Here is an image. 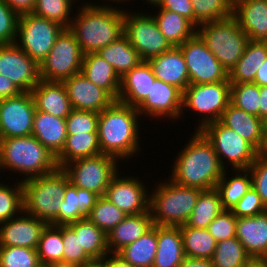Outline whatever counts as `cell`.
<instances>
[{"label":"cell","instance_id":"obj_1","mask_svg":"<svg viewBox=\"0 0 267 267\" xmlns=\"http://www.w3.org/2000/svg\"><path fill=\"white\" fill-rule=\"evenodd\" d=\"M183 149L176 156L169 178L182 186L202 190L215 188L225 169L213 145L200 131L195 130Z\"/></svg>","mask_w":267,"mask_h":267},{"label":"cell","instance_id":"obj_2","mask_svg":"<svg viewBox=\"0 0 267 267\" xmlns=\"http://www.w3.org/2000/svg\"><path fill=\"white\" fill-rule=\"evenodd\" d=\"M109 5L86 3L74 15L69 30L84 54L97 52L124 35V10Z\"/></svg>","mask_w":267,"mask_h":267},{"label":"cell","instance_id":"obj_3","mask_svg":"<svg viewBox=\"0 0 267 267\" xmlns=\"http://www.w3.org/2000/svg\"><path fill=\"white\" fill-rule=\"evenodd\" d=\"M139 112L115 100L99 113L98 141L101 153L125 160L140 150Z\"/></svg>","mask_w":267,"mask_h":267},{"label":"cell","instance_id":"obj_4","mask_svg":"<svg viewBox=\"0 0 267 267\" xmlns=\"http://www.w3.org/2000/svg\"><path fill=\"white\" fill-rule=\"evenodd\" d=\"M0 151L2 169L22 173L25 176L21 181L47 175L59 168L56 157L33 135L2 138Z\"/></svg>","mask_w":267,"mask_h":267},{"label":"cell","instance_id":"obj_5","mask_svg":"<svg viewBox=\"0 0 267 267\" xmlns=\"http://www.w3.org/2000/svg\"><path fill=\"white\" fill-rule=\"evenodd\" d=\"M69 183L62 168L22 181L24 213L57 226L60 203Z\"/></svg>","mask_w":267,"mask_h":267},{"label":"cell","instance_id":"obj_6","mask_svg":"<svg viewBox=\"0 0 267 267\" xmlns=\"http://www.w3.org/2000/svg\"><path fill=\"white\" fill-rule=\"evenodd\" d=\"M202 189L164 180L150 194L149 209L153 225H185L198 201Z\"/></svg>","mask_w":267,"mask_h":267},{"label":"cell","instance_id":"obj_7","mask_svg":"<svg viewBox=\"0 0 267 267\" xmlns=\"http://www.w3.org/2000/svg\"><path fill=\"white\" fill-rule=\"evenodd\" d=\"M197 34L228 73L241 59L249 41L233 15L224 20L201 23Z\"/></svg>","mask_w":267,"mask_h":267},{"label":"cell","instance_id":"obj_8","mask_svg":"<svg viewBox=\"0 0 267 267\" xmlns=\"http://www.w3.org/2000/svg\"><path fill=\"white\" fill-rule=\"evenodd\" d=\"M199 131L213 145L219 162L225 170L228 169L224 164L227 162V167L231 164L230 168H233V171L249 169L259 153L238 133L224 126L220 121L210 122Z\"/></svg>","mask_w":267,"mask_h":267},{"label":"cell","instance_id":"obj_9","mask_svg":"<svg viewBox=\"0 0 267 267\" xmlns=\"http://www.w3.org/2000/svg\"><path fill=\"white\" fill-rule=\"evenodd\" d=\"M119 160L108 154L73 160L62 167L75 187L104 196L112 178L119 173ZM117 163V164H116Z\"/></svg>","mask_w":267,"mask_h":267},{"label":"cell","instance_id":"obj_10","mask_svg":"<svg viewBox=\"0 0 267 267\" xmlns=\"http://www.w3.org/2000/svg\"><path fill=\"white\" fill-rule=\"evenodd\" d=\"M84 53L69 28L57 36L48 55L39 64L40 78L45 81L63 82L80 73Z\"/></svg>","mask_w":267,"mask_h":267},{"label":"cell","instance_id":"obj_11","mask_svg":"<svg viewBox=\"0 0 267 267\" xmlns=\"http://www.w3.org/2000/svg\"><path fill=\"white\" fill-rule=\"evenodd\" d=\"M231 101L230 81H221L208 84H190L183 91L182 112L189 108L198 114H203L196 131L206 124L219 121L223 111ZM205 114V115H204Z\"/></svg>","mask_w":267,"mask_h":267},{"label":"cell","instance_id":"obj_12","mask_svg":"<svg viewBox=\"0 0 267 267\" xmlns=\"http://www.w3.org/2000/svg\"><path fill=\"white\" fill-rule=\"evenodd\" d=\"M63 29L57 22L33 13L22 14L18 19L15 44L40 64Z\"/></svg>","mask_w":267,"mask_h":267},{"label":"cell","instance_id":"obj_13","mask_svg":"<svg viewBox=\"0 0 267 267\" xmlns=\"http://www.w3.org/2000/svg\"><path fill=\"white\" fill-rule=\"evenodd\" d=\"M134 13V14H133ZM124 9V35L143 61L158 56L173 46L160 31L153 15Z\"/></svg>","mask_w":267,"mask_h":267},{"label":"cell","instance_id":"obj_14","mask_svg":"<svg viewBox=\"0 0 267 267\" xmlns=\"http://www.w3.org/2000/svg\"><path fill=\"white\" fill-rule=\"evenodd\" d=\"M178 47L187 65L189 85L229 81V73L197 33Z\"/></svg>","mask_w":267,"mask_h":267},{"label":"cell","instance_id":"obj_15","mask_svg":"<svg viewBox=\"0 0 267 267\" xmlns=\"http://www.w3.org/2000/svg\"><path fill=\"white\" fill-rule=\"evenodd\" d=\"M34 99L30 92L0 100V139L32 135Z\"/></svg>","mask_w":267,"mask_h":267},{"label":"cell","instance_id":"obj_16","mask_svg":"<svg viewBox=\"0 0 267 267\" xmlns=\"http://www.w3.org/2000/svg\"><path fill=\"white\" fill-rule=\"evenodd\" d=\"M0 74L22 92H30L41 80L39 63L15 43L0 45Z\"/></svg>","mask_w":267,"mask_h":267},{"label":"cell","instance_id":"obj_17","mask_svg":"<svg viewBox=\"0 0 267 267\" xmlns=\"http://www.w3.org/2000/svg\"><path fill=\"white\" fill-rule=\"evenodd\" d=\"M131 177H121L117 173L112 178L104 196L127 215L147 212L150 202L148 189L140 179Z\"/></svg>","mask_w":267,"mask_h":267},{"label":"cell","instance_id":"obj_18","mask_svg":"<svg viewBox=\"0 0 267 267\" xmlns=\"http://www.w3.org/2000/svg\"><path fill=\"white\" fill-rule=\"evenodd\" d=\"M183 92L160 79L151 84L150 95L136 108L141 115L158 118H180L182 114Z\"/></svg>","mask_w":267,"mask_h":267},{"label":"cell","instance_id":"obj_19","mask_svg":"<svg viewBox=\"0 0 267 267\" xmlns=\"http://www.w3.org/2000/svg\"><path fill=\"white\" fill-rule=\"evenodd\" d=\"M74 110L102 112L115 99L103 88L89 81L81 72L63 81Z\"/></svg>","mask_w":267,"mask_h":267},{"label":"cell","instance_id":"obj_20","mask_svg":"<svg viewBox=\"0 0 267 267\" xmlns=\"http://www.w3.org/2000/svg\"><path fill=\"white\" fill-rule=\"evenodd\" d=\"M22 212L20 216L0 223V246L37 249L46 222ZM24 215V216H23Z\"/></svg>","mask_w":267,"mask_h":267},{"label":"cell","instance_id":"obj_21","mask_svg":"<svg viewBox=\"0 0 267 267\" xmlns=\"http://www.w3.org/2000/svg\"><path fill=\"white\" fill-rule=\"evenodd\" d=\"M224 126L234 130L250 143L259 153L266 141L264 120L235 107L231 102L223 111L219 120Z\"/></svg>","mask_w":267,"mask_h":267},{"label":"cell","instance_id":"obj_22","mask_svg":"<svg viewBox=\"0 0 267 267\" xmlns=\"http://www.w3.org/2000/svg\"><path fill=\"white\" fill-rule=\"evenodd\" d=\"M233 16L251 41H267V0H234Z\"/></svg>","mask_w":267,"mask_h":267},{"label":"cell","instance_id":"obj_23","mask_svg":"<svg viewBox=\"0 0 267 267\" xmlns=\"http://www.w3.org/2000/svg\"><path fill=\"white\" fill-rule=\"evenodd\" d=\"M147 62L157 79L179 88L182 92L189 86L187 65L178 46H173Z\"/></svg>","mask_w":267,"mask_h":267},{"label":"cell","instance_id":"obj_24","mask_svg":"<svg viewBox=\"0 0 267 267\" xmlns=\"http://www.w3.org/2000/svg\"><path fill=\"white\" fill-rule=\"evenodd\" d=\"M30 93L38 111L66 119L73 110L63 82L41 79Z\"/></svg>","mask_w":267,"mask_h":267},{"label":"cell","instance_id":"obj_25","mask_svg":"<svg viewBox=\"0 0 267 267\" xmlns=\"http://www.w3.org/2000/svg\"><path fill=\"white\" fill-rule=\"evenodd\" d=\"M155 79L149 63L142 61L121 77L117 101L137 108L150 95L151 84Z\"/></svg>","mask_w":267,"mask_h":267},{"label":"cell","instance_id":"obj_26","mask_svg":"<svg viewBox=\"0 0 267 267\" xmlns=\"http://www.w3.org/2000/svg\"><path fill=\"white\" fill-rule=\"evenodd\" d=\"M236 237L250 257H267V211L237 218Z\"/></svg>","mask_w":267,"mask_h":267},{"label":"cell","instance_id":"obj_27","mask_svg":"<svg viewBox=\"0 0 267 267\" xmlns=\"http://www.w3.org/2000/svg\"><path fill=\"white\" fill-rule=\"evenodd\" d=\"M98 197L91 191L75 187L69 183L60 203L57 226L69 225L75 221L88 218Z\"/></svg>","mask_w":267,"mask_h":267},{"label":"cell","instance_id":"obj_28","mask_svg":"<svg viewBox=\"0 0 267 267\" xmlns=\"http://www.w3.org/2000/svg\"><path fill=\"white\" fill-rule=\"evenodd\" d=\"M32 135L57 157L61 153L66 142V120L36 110L33 120Z\"/></svg>","mask_w":267,"mask_h":267},{"label":"cell","instance_id":"obj_29","mask_svg":"<svg viewBox=\"0 0 267 267\" xmlns=\"http://www.w3.org/2000/svg\"><path fill=\"white\" fill-rule=\"evenodd\" d=\"M152 226L150 209L144 213L127 215L106 235L109 253H118L122 248L139 239Z\"/></svg>","mask_w":267,"mask_h":267},{"label":"cell","instance_id":"obj_30","mask_svg":"<svg viewBox=\"0 0 267 267\" xmlns=\"http://www.w3.org/2000/svg\"><path fill=\"white\" fill-rule=\"evenodd\" d=\"M184 258L180 226L157 225V251L152 267H178Z\"/></svg>","mask_w":267,"mask_h":267},{"label":"cell","instance_id":"obj_31","mask_svg":"<svg viewBox=\"0 0 267 267\" xmlns=\"http://www.w3.org/2000/svg\"><path fill=\"white\" fill-rule=\"evenodd\" d=\"M81 73L93 84L106 90L118 100L121 78L113 66L96 52L84 54Z\"/></svg>","mask_w":267,"mask_h":267},{"label":"cell","instance_id":"obj_32","mask_svg":"<svg viewBox=\"0 0 267 267\" xmlns=\"http://www.w3.org/2000/svg\"><path fill=\"white\" fill-rule=\"evenodd\" d=\"M267 58V41L247 42L241 59L229 72L231 84L251 83Z\"/></svg>","mask_w":267,"mask_h":267},{"label":"cell","instance_id":"obj_33","mask_svg":"<svg viewBox=\"0 0 267 267\" xmlns=\"http://www.w3.org/2000/svg\"><path fill=\"white\" fill-rule=\"evenodd\" d=\"M96 53L113 66L120 78L143 61L125 35Z\"/></svg>","mask_w":267,"mask_h":267},{"label":"cell","instance_id":"obj_34","mask_svg":"<svg viewBox=\"0 0 267 267\" xmlns=\"http://www.w3.org/2000/svg\"><path fill=\"white\" fill-rule=\"evenodd\" d=\"M159 10L153 17L172 46L182 45L197 33V27L189 19L169 10Z\"/></svg>","mask_w":267,"mask_h":267},{"label":"cell","instance_id":"obj_35","mask_svg":"<svg viewBox=\"0 0 267 267\" xmlns=\"http://www.w3.org/2000/svg\"><path fill=\"white\" fill-rule=\"evenodd\" d=\"M157 251V225L139 239L122 248L117 254L134 267H152Z\"/></svg>","mask_w":267,"mask_h":267},{"label":"cell","instance_id":"obj_36","mask_svg":"<svg viewBox=\"0 0 267 267\" xmlns=\"http://www.w3.org/2000/svg\"><path fill=\"white\" fill-rule=\"evenodd\" d=\"M101 154L98 141V133H79L67 135L64 148L56 157L59 168L65 164L81 158L92 157Z\"/></svg>","mask_w":267,"mask_h":267},{"label":"cell","instance_id":"obj_37","mask_svg":"<svg viewBox=\"0 0 267 267\" xmlns=\"http://www.w3.org/2000/svg\"><path fill=\"white\" fill-rule=\"evenodd\" d=\"M233 177H226L227 170H224L221 179L215 186L225 210L235 206L244 194L252 187V178L249 169H237Z\"/></svg>","mask_w":267,"mask_h":267},{"label":"cell","instance_id":"obj_38","mask_svg":"<svg viewBox=\"0 0 267 267\" xmlns=\"http://www.w3.org/2000/svg\"><path fill=\"white\" fill-rule=\"evenodd\" d=\"M69 226L79 234L80 247L92 259H103L109 253L106 234L88 218L75 221Z\"/></svg>","mask_w":267,"mask_h":267},{"label":"cell","instance_id":"obj_39","mask_svg":"<svg viewBox=\"0 0 267 267\" xmlns=\"http://www.w3.org/2000/svg\"><path fill=\"white\" fill-rule=\"evenodd\" d=\"M185 257L211 259L217 241L207 228L180 226Z\"/></svg>","mask_w":267,"mask_h":267},{"label":"cell","instance_id":"obj_40","mask_svg":"<svg viewBox=\"0 0 267 267\" xmlns=\"http://www.w3.org/2000/svg\"><path fill=\"white\" fill-rule=\"evenodd\" d=\"M224 210L215 188L202 190L186 225L193 228H207L209 223Z\"/></svg>","mask_w":267,"mask_h":267},{"label":"cell","instance_id":"obj_41","mask_svg":"<svg viewBox=\"0 0 267 267\" xmlns=\"http://www.w3.org/2000/svg\"><path fill=\"white\" fill-rule=\"evenodd\" d=\"M62 225L47 224L43 229L37 246V254L41 265L63 261Z\"/></svg>","mask_w":267,"mask_h":267},{"label":"cell","instance_id":"obj_42","mask_svg":"<svg viewBox=\"0 0 267 267\" xmlns=\"http://www.w3.org/2000/svg\"><path fill=\"white\" fill-rule=\"evenodd\" d=\"M194 25L203 22L224 20L233 15L234 0H191Z\"/></svg>","mask_w":267,"mask_h":267},{"label":"cell","instance_id":"obj_43","mask_svg":"<svg viewBox=\"0 0 267 267\" xmlns=\"http://www.w3.org/2000/svg\"><path fill=\"white\" fill-rule=\"evenodd\" d=\"M250 258L237 237L217 242L211 258L214 267H243Z\"/></svg>","mask_w":267,"mask_h":267},{"label":"cell","instance_id":"obj_44","mask_svg":"<svg viewBox=\"0 0 267 267\" xmlns=\"http://www.w3.org/2000/svg\"><path fill=\"white\" fill-rule=\"evenodd\" d=\"M126 216L127 214L116 207L107 197L99 196L88 219L107 235Z\"/></svg>","mask_w":267,"mask_h":267},{"label":"cell","instance_id":"obj_45","mask_svg":"<svg viewBox=\"0 0 267 267\" xmlns=\"http://www.w3.org/2000/svg\"><path fill=\"white\" fill-rule=\"evenodd\" d=\"M75 0H36L33 14L57 22L64 28H69L72 17V7Z\"/></svg>","mask_w":267,"mask_h":267},{"label":"cell","instance_id":"obj_46","mask_svg":"<svg viewBox=\"0 0 267 267\" xmlns=\"http://www.w3.org/2000/svg\"><path fill=\"white\" fill-rule=\"evenodd\" d=\"M235 107L260 117V91L254 83L231 84V101Z\"/></svg>","mask_w":267,"mask_h":267},{"label":"cell","instance_id":"obj_47","mask_svg":"<svg viewBox=\"0 0 267 267\" xmlns=\"http://www.w3.org/2000/svg\"><path fill=\"white\" fill-rule=\"evenodd\" d=\"M13 186L15 187H9L0 182V223L24 212L22 181Z\"/></svg>","mask_w":267,"mask_h":267},{"label":"cell","instance_id":"obj_48","mask_svg":"<svg viewBox=\"0 0 267 267\" xmlns=\"http://www.w3.org/2000/svg\"><path fill=\"white\" fill-rule=\"evenodd\" d=\"M36 249L0 246V267H40Z\"/></svg>","mask_w":267,"mask_h":267},{"label":"cell","instance_id":"obj_49","mask_svg":"<svg viewBox=\"0 0 267 267\" xmlns=\"http://www.w3.org/2000/svg\"><path fill=\"white\" fill-rule=\"evenodd\" d=\"M63 261L82 266L93 259L80 247L79 234L69 226L62 225Z\"/></svg>","mask_w":267,"mask_h":267},{"label":"cell","instance_id":"obj_50","mask_svg":"<svg viewBox=\"0 0 267 267\" xmlns=\"http://www.w3.org/2000/svg\"><path fill=\"white\" fill-rule=\"evenodd\" d=\"M99 113L94 111L72 110L66 120L67 135L98 133Z\"/></svg>","mask_w":267,"mask_h":267},{"label":"cell","instance_id":"obj_51","mask_svg":"<svg viewBox=\"0 0 267 267\" xmlns=\"http://www.w3.org/2000/svg\"><path fill=\"white\" fill-rule=\"evenodd\" d=\"M237 217L230 211L224 210L208 225L207 230L217 242L236 237Z\"/></svg>","mask_w":267,"mask_h":267},{"label":"cell","instance_id":"obj_52","mask_svg":"<svg viewBox=\"0 0 267 267\" xmlns=\"http://www.w3.org/2000/svg\"><path fill=\"white\" fill-rule=\"evenodd\" d=\"M18 19L19 15L5 0H0V45L15 43Z\"/></svg>","mask_w":267,"mask_h":267},{"label":"cell","instance_id":"obj_53","mask_svg":"<svg viewBox=\"0 0 267 267\" xmlns=\"http://www.w3.org/2000/svg\"><path fill=\"white\" fill-rule=\"evenodd\" d=\"M230 211L237 217H250L267 211L260 195L251 187Z\"/></svg>","mask_w":267,"mask_h":267},{"label":"cell","instance_id":"obj_54","mask_svg":"<svg viewBox=\"0 0 267 267\" xmlns=\"http://www.w3.org/2000/svg\"><path fill=\"white\" fill-rule=\"evenodd\" d=\"M249 171L252 178V187L260 195L263 204L267 208V157L258 153Z\"/></svg>","mask_w":267,"mask_h":267},{"label":"cell","instance_id":"obj_55","mask_svg":"<svg viewBox=\"0 0 267 267\" xmlns=\"http://www.w3.org/2000/svg\"><path fill=\"white\" fill-rule=\"evenodd\" d=\"M157 8L178 13L194 24V11L191 0H162Z\"/></svg>","mask_w":267,"mask_h":267},{"label":"cell","instance_id":"obj_56","mask_svg":"<svg viewBox=\"0 0 267 267\" xmlns=\"http://www.w3.org/2000/svg\"><path fill=\"white\" fill-rule=\"evenodd\" d=\"M22 91L4 75L0 74V100L18 96Z\"/></svg>","mask_w":267,"mask_h":267},{"label":"cell","instance_id":"obj_57","mask_svg":"<svg viewBox=\"0 0 267 267\" xmlns=\"http://www.w3.org/2000/svg\"><path fill=\"white\" fill-rule=\"evenodd\" d=\"M11 9L18 15L32 13L36 0H5Z\"/></svg>","mask_w":267,"mask_h":267},{"label":"cell","instance_id":"obj_58","mask_svg":"<svg viewBox=\"0 0 267 267\" xmlns=\"http://www.w3.org/2000/svg\"><path fill=\"white\" fill-rule=\"evenodd\" d=\"M178 267H214L211 259L185 257Z\"/></svg>","mask_w":267,"mask_h":267},{"label":"cell","instance_id":"obj_59","mask_svg":"<svg viewBox=\"0 0 267 267\" xmlns=\"http://www.w3.org/2000/svg\"><path fill=\"white\" fill-rule=\"evenodd\" d=\"M110 256V257H109ZM103 260L106 263V267H134L129 262H126L120 255L113 253V256L108 253Z\"/></svg>","mask_w":267,"mask_h":267},{"label":"cell","instance_id":"obj_60","mask_svg":"<svg viewBox=\"0 0 267 267\" xmlns=\"http://www.w3.org/2000/svg\"><path fill=\"white\" fill-rule=\"evenodd\" d=\"M256 85L260 86H267V58L265 59L263 65L259 68L252 82Z\"/></svg>","mask_w":267,"mask_h":267},{"label":"cell","instance_id":"obj_61","mask_svg":"<svg viewBox=\"0 0 267 267\" xmlns=\"http://www.w3.org/2000/svg\"><path fill=\"white\" fill-rule=\"evenodd\" d=\"M260 118H267V86H260Z\"/></svg>","mask_w":267,"mask_h":267},{"label":"cell","instance_id":"obj_62","mask_svg":"<svg viewBox=\"0 0 267 267\" xmlns=\"http://www.w3.org/2000/svg\"><path fill=\"white\" fill-rule=\"evenodd\" d=\"M243 267H267V257H250Z\"/></svg>","mask_w":267,"mask_h":267},{"label":"cell","instance_id":"obj_63","mask_svg":"<svg viewBox=\"0 0 267 267\" xmlns=\"http://www.w3.org/2000/svg\"><path fill=\"white\" fill-rule=\"evenodd\" d=\"M80 267H106V263L103 259H93Z\"/></svg>","mask_w":267,"mask_h":267},{"label":"cell","instance_id":"obj_64","mask_svg":"<svg viewBox=\"0 0 267 267\" xmlns=\"http://www.w3.org/2000/svg\"><path fill=\"white\" fill-rule=\"evenodd\" d=\"M44 266L45 267H80L78 265L70 264V263H67V262H64V261L51 263V264L44 265Z\"/></svg>","mask_w":267,"mask_h":267},{"label":"cell","instance_id":"obj_65","mask_svg":"<svg viewBox=\"0 0 267 267\" xmlns=\"http://www.w3.org/2000/svg\"><path fill=\"white\" fill-rule=\"evenodd\" d=\"M146 1V0H145ZM162 0H147V4H151L153 6H159Z\"/></svg>","mask_w":267,"mask_h":267},{"label":"cell","instance_id":"obj_66","mask_svg":"<svg viewBox=\"0 0 267 267\" xmlns=\"http://www.w3.org/2000/svg\"><path fill=\"white\" fill-rule=\"evenodd\" d=\"M261 153L267 157V136H266L265 146H264L263 151Z\"/></svg>","mask_w":267,"mask_h":267},{"label":"cell","instance_id":"obj_67","mask_svg":"<svg viewBox=\"0 0 267 267\" xmlns=\"http://www.w3.org/2000/svg\"><path fill=\"white\" fill-rule=\"evenodd\" d=\"M264 130H265V135L267 136V118L264 120Z\"/></svg>","mask_w":267,"mask_h":267},{"label":"cell","instance_id":"obj_68","mask_svg":"<svg viewBox=\"0 0 267 267\" xmlns=\"http://www.w3.org/2000/svg\"><path fill=\"white\" fill-rule=\"evenodd\" d=\"M109 1H114V2H117V3H118V2H120V3H121V2L124 3L126 0H109ZM127 1H128V0H127ZM129 1H132V0H129Z\"/></svg>","mask_w":267,"mask_h":267},{"label":"cell","instance_id":"obj_69","mask_svg":"<svg viewBox=\"0 0 267 267\" xmlns=\"http://www.w3.org/2000/svg\"><path fill=\"white\" fill-rule=\"evenodd\" d=\"M0 169H2V166H1V151H0Z\"/></svg>","mask_w":267,"mask_h":267}]
</instances>
